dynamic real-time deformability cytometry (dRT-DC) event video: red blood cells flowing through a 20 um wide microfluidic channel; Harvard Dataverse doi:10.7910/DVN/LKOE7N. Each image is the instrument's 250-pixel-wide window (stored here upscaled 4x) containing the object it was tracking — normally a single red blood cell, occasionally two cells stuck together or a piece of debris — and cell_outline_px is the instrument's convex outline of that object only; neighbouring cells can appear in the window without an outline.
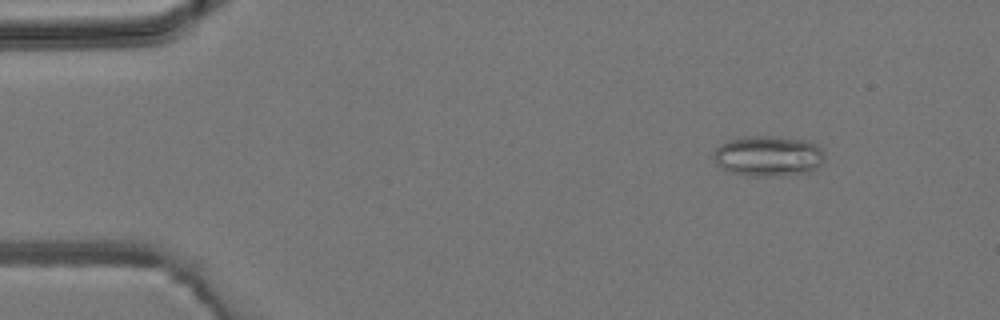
{"species": "common noctule bat (a hibernating species)", "species_latin": "Nyctalus noctula", "temperature_condition": "room temperature", "stored_images_in_passage": 3, "camera_frame_rate_fps": 3000, "um_per_image_px": 0.085, "animal": {"sex": "male", "body_mass_g": 19.2, "forearm_length_mm": 51.8}, "frame": {"image": 1, "passage_image": 2, "time_ms": 1.0, "image_size_px": [1000, 320], "cell_outline_px": [[824, 164], [812, 172], [780, 176], [748, 176], [732, 172], [720, 168], [716, 164], [712, 156], [712, 152], [720, 144], [728, 140], [748, 136], [772, 136], [804, 140], [816, 144], [824, 152]], "centroid_in_image_um": [65.31, 13.28], "position_along_channel_um": 19.7, "area_um2": 26.7}}